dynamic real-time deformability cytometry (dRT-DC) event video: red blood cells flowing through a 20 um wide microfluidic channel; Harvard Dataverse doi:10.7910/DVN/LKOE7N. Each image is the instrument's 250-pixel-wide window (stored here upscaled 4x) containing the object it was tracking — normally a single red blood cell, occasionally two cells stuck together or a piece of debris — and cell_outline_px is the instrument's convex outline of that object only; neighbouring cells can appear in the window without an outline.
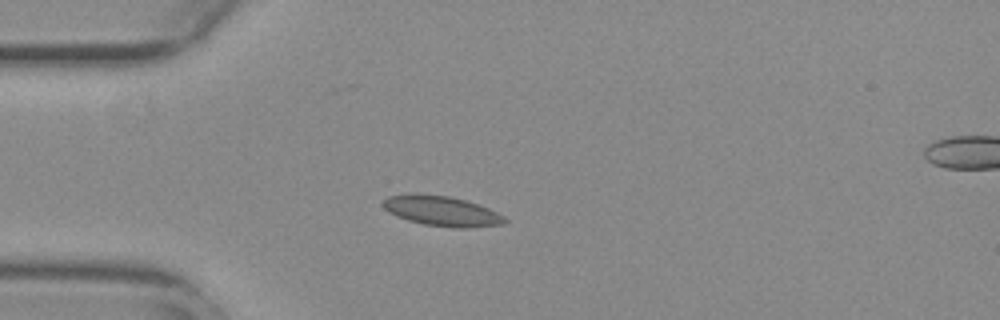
{"species": "common noctule bat (a hibernating species)", "species_latin": "Nyctalus noctula", "temperature_condition": "warm", "stored_images_in_passage": 41, "camera_frame_rate_fps": 3000, "um_per_image_px": 0.085, "animal": {"sex": "female", "body_mass_g": 29.2, "forearm_length_mm": 56.3}, "frame": {"image": 1, "passage_image": 1, "time_ms": 0.0, "image_size_px": [1000, 320], "cell_outline_px": [[508, 220], [504, 224], [468, 228], [452, 228], [424, 224], [408, 220], [396, 216], [388, 212], [380, 204], [388, 196], [412, 192], [416, 192], [448, 196], [464, 200], [488, 208], [504, 216]], "centroid_in_image_um": [37.5, 17.93], "position_along_channel_um": 47.5, "area_um2": 21.56}}
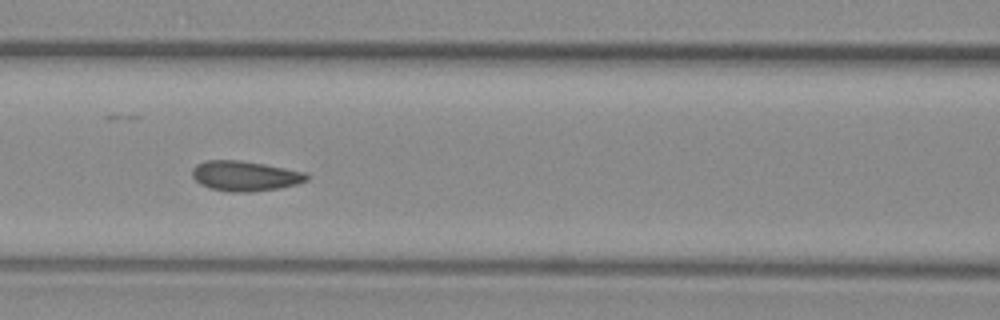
{"frame": {"image": 2, "passage_image": 10, "time_ms": 3.0, "image_size_px": [1000, 320], "cell_outline_px": [[308, 180], [296, 184], [280, 188], [252, 192], [228, 192], [208, 188], [200, 184], [192, 176], [192, 168], [196, 164], [204, 160], [240, 160], [264, 164], [304, 172], [308, 176]], "centroid_in_image_um": [20.78, 14.96], "position_along_channel_um": 145.8, "area_um2": 20.17}}
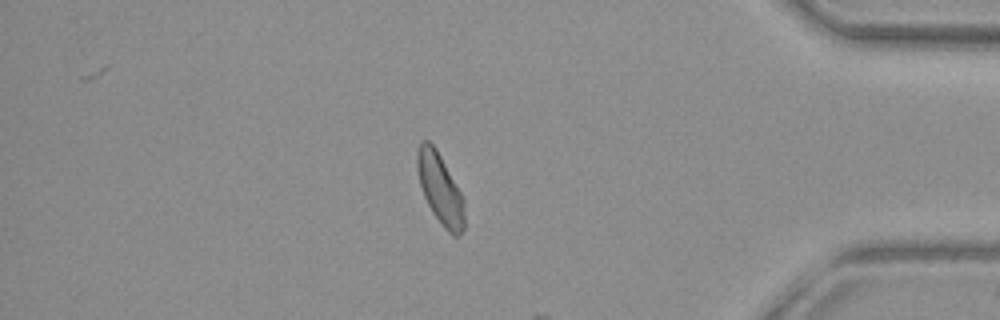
{"frame": {"image": 3, "passage_image": 33, "time_ms": 10.667, "image_size_px": [1000, 320], "cell_outline_px": [[464, 228], [456, 236], [452, 236], [444, 228], [432, 212], [424, 196], [420, 184], [416, 164], [416, 152], [420, 140], [428, 140], [436, 148], [460, 192], [464, 200]], "centroid_in_image_um": [37.39, 16.03], "position_along_channel_um": 397.8, "area_um2": 19.25}, "authors_computed_cell_mechanics": {"area_um2": 18.8428, "velocity_mm_per_s": 2.91, "shape_relaxation_time_tau1_ms": 1.7631, "shape_relaxation_time_tau2_ms": null, "deformation_change_tau1": 0.2255, "deformation_change_tau2": null}}